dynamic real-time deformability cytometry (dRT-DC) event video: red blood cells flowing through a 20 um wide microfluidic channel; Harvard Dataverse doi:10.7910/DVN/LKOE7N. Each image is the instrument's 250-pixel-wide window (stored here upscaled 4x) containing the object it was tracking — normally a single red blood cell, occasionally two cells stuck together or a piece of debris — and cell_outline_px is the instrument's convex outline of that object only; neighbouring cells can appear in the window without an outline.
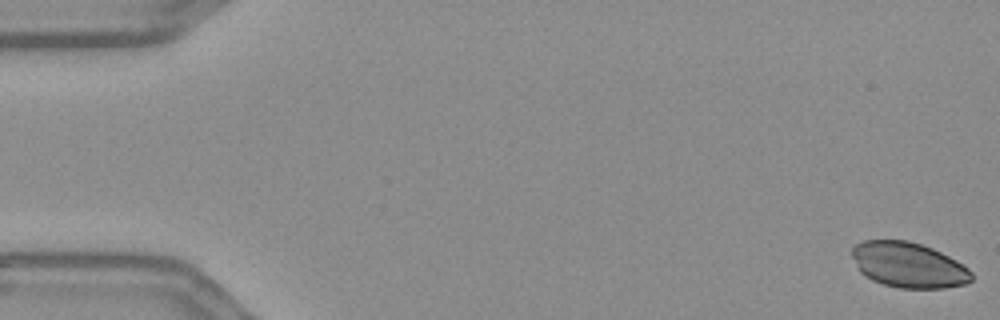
{"species": "Egyptian fruit bat (a non-hibernating species)", "species_latin": "Rousettus aegyptiacus", "temperature_condition": "warm", "stored_images_in_passage": 10, "camera_frame_rate_fps": 3000, "um_per_image_px": 0.085, "frame": {"image": 1, "passage_image": 1, "time_ms": 0.0, "image_size_px": [1000, 320], "cell_outline_px": [[972, 280], [964, 284], [944, 288], [900, 288], [884, 284], [872, 280], [864, 276], [860, 272], [852, 256], [852, 248], [856, 244], [864, 240], [908, 240], [932, 248], [956, 260], [968, 268], [972, 272]], "centroid_in_image_um": [77.21, 22.52], "position_along_channel_um": 7.8, "area_um2": 31.5}}